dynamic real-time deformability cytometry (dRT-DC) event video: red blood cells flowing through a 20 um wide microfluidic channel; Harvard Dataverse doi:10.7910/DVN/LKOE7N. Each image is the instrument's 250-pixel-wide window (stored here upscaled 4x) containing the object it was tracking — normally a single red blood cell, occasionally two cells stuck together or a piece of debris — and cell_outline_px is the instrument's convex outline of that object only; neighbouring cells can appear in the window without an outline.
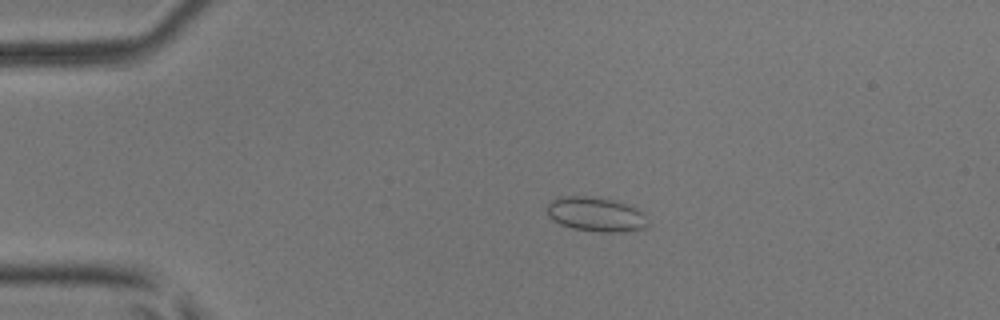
{"species": "common noctule bat (a hibernating species)", "species_latin": "Nyctalus noctula", "temperature_condition": "room temperature", "stored_images_in_passage": 5, "camera_frame_rate_fps": 3000, "um_per_image_px": 0.085, "animal": {"sex": "male", "body_mass_g": 17.9, "forearm_length_mm": 54.2}, "frame": {"image": 1, "passage_image": 3, "time_ms": 0.667, "image_size_px": [1000, 320], "cell_outline_px": [[648, 228], [624, 232], [600, 232], [572, 228], [560, 224], [552, 220], [548, 216], [544, 208], [552, 200], [560, 196], [588, 196], [612, 200], [636, 208], [644, 212], [648, 224]], "centroid_in_image_um": [50.63, 18.23], "position_along_channel_um": 34.4, "area_um2": 20.46}}
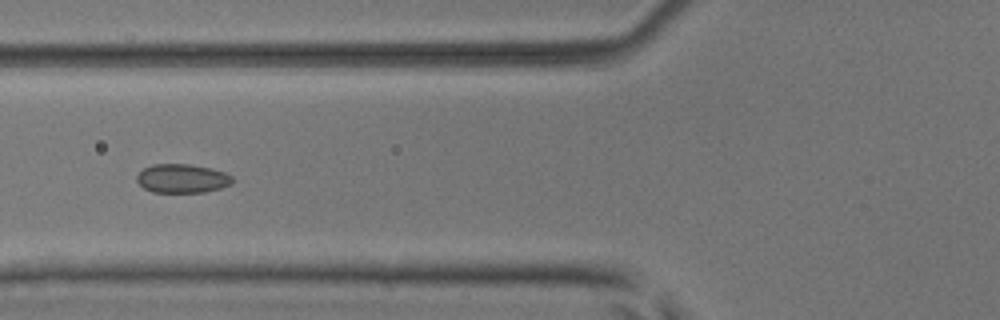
{"frame": {"image": 2, "passage_image": 5, "time_ms": 1.333, "image_size_px": [1000, 320], "cell_outline_px": [[232, 184], [220, 188], [204, 192], [152, 192], [144, 188], [136, 180], [136, 176], [144, 168], [152, 164], [188, 164], [212, 168], [224, 172], [232, 176]], "centroid_in_image_um": [15.48, 15.17], "position_along_channel_um": 110.3, "area_um2": 16.07}}